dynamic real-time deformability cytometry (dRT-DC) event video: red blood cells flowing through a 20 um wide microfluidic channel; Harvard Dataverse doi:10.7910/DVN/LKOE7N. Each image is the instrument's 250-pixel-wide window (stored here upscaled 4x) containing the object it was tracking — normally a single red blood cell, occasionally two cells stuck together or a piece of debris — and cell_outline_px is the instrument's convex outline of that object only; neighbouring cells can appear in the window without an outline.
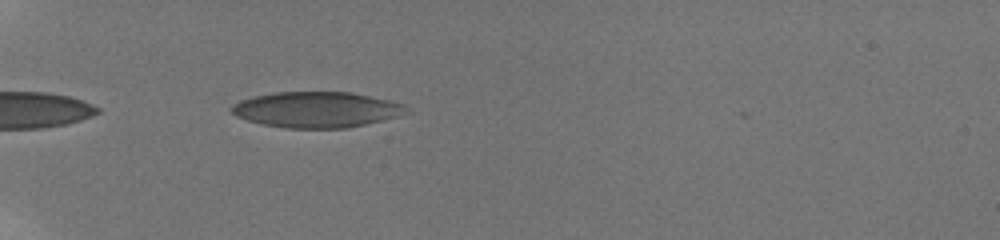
{"species": "human", "species_latin": "Homo sapiens", "temperature_condition": "room temperature", "stored_images_in_passage": 5, "camera_frame_rate_fps": 3000, "um_per_image_px": 0.085, "donor": {"sex": "male"}, "frame": {"image": 1, "passage_image": 1, "time_ms": 0.0, "image_size_px": [1000, 240], "cell_outline_px": [[408, 112], [396, 116], [348, 128], [288, 128], [264, 124], [248, 120], [236, 116], [228, 108], [232, 104], [240, 100], [252, 96], [276, 92], [352, 92], [388, 100], [404, 104], [408, 108]], "centroid_in_image_um": [26.86, 9.31], "position_along_channel_um": 58.1, "area_um2": 36.24}}